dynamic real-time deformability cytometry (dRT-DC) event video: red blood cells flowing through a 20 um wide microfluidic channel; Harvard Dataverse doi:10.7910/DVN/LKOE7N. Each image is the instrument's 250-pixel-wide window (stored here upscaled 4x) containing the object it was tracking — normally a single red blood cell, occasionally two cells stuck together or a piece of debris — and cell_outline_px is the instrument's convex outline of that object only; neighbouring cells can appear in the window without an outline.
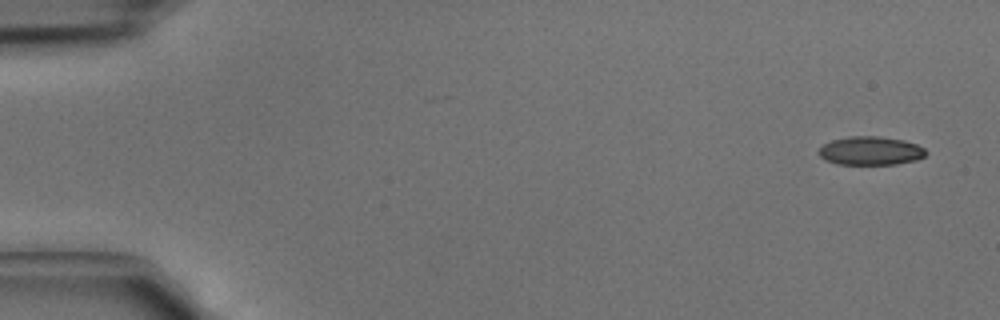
{"species": "common noctule bat (a hibernating species)", "species_latin": "Nyctalus noctula", "temperature_condition": "cold", "stored_images_in_passage": 4, "camera_frame_rate_fps": 3000, "um_per_image_px": 0.085, "animal": {"sex": "male", "body_mass_g": 15.6}, "frame": {"image": 1, "passage_image": 1, "time_ms": 0.0, "image_size_px": [1000, 320], "cell_outline_px": [[928, 152], [924, 156], [916, 160], [896, 164], [836, 164], [824, 160], [816, 152], [824, 144], [832, 140], [848, 136], [876, 136], [904, 140], [916, 144], [924, 148]], "centroid_in_image_um": [73.98, 12.82], "position_along_channel_um": 11.0, "area_um2": 17.92}}
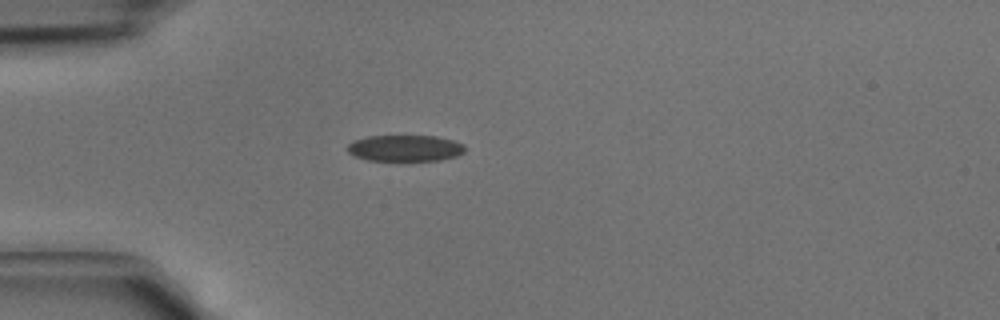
{"frame": {"image": 2, "passage_image": 4, "time_ms": 1.0, "image_size_px": [1000, 320], "cell_outline_px": [[464, 152], [456, 156], [440, 160], [368, 160], [356, 156], [348, 152], [344, 148], [352, 140], [368, 136], [436, 136], [452, 140], [464, 144]], "centroid_in_image_um": [34.39, 12.58], "position_along_channel_um": 50.6, "area_um2": 17.98}}